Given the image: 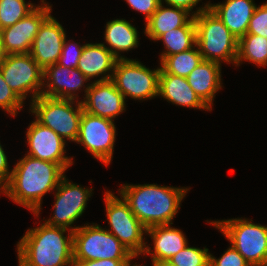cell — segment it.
Segmentation results:
<instances>
[{
  "label": "cell",
  "instance_id": "cell-1",
  "mask_svg": "<svg viewBox=\"0 0 267 266\" xmlns=\"http://www.w3.org/2000/svg\"><path fill=\"white\" fill-rule=\"evenodd\" d=\"M64 173L65 170L57 163L25 155L15 164L10 181L0 194L4 193L38 217L43 196L56 190Z\"/></svg>",
  "mask_w": 267,
  "mask_h": 266
},
{
  "label": "cell",
  "instance_id": "cell-2",
  "mask_svg": "<svg viewBox=\"0 0 267 266\" xmlns=\"http://www.w3.org/2000/svg\"><path fill=\"white\" fill-rule=\"evenodd\" d=\"M189 189L156 184H123L118 192L147 229L157 225H172Z\"/></svg>",
  "mask_w": 267,
  "mask_h": 266
},
{
  "label": "cell",
  "instance_id": "cell-3",
  "mask_svg": "<svg viewBox=\"0 0 267 266\" xmlns=\"http://www.w3.org/2000/svg\"><path fill=\"white\" fill-rule=\"evenodd\" d=\"M17 256L18 266H72L73 231L45 222L28 229L17 244Z\"/></svg>",
  "mask_w": 267,
  "mask_h": 266
},
{
  "label": "cell",
  "instance_id": "cell-4",
  "mask_svg": "<svg viewBox=\"0 0 267 266\" xmlns=\"http://www.w3.org/2000/svg\"><path fill=\"white\" fill-rule=\"evenodd\" d=\"M194 21L196 44L203 60L235 65L238 54V39L220 18L208 8L194 16Z\"/></svg>",
  "mask_w": 267,
  "mask_h": 266
},
{
  "label": "cell",
  "instance_id": "cell-5",
  "mask_svg": "<svg viewBox=\"0 0 267 266\" xmlns=\"http://www.w3.org/2000/svg\"><path fill=\"white\" fill-rule=\"evenodd\" d=\"M246 218L208 221L219 229L251 266H267V226Z\"/></svg>",
  "mask_w": 267,
  "mask_h": 266
},
{
  "label": "cell",
  "instance_id": "cell-6",
  "mask_svg": "<svg viewBox=\"0 0 267 266\" xmlns=\"http://www.w3.org/2000/svg\"><path fill=\"white\" fill-rule=\"evenodd\" d=\"M30 103V111L39 123L52 129L63 140L76 142L83 113L81 101L41 95Z\"/></svg>",
  "mask_w": 267,
  "mask_h": 266
},
{
  "label": "cell",
  "instance_id": "cell-7",
  "mask_svg": "<svg viewBox=\"0 0 267 266\" xmlns=\"http://www.w3.org/2000/svg\"><path fill=\"white\" fill-rule=\"evenodd\" d=\"M136 258L111 232L92 223L73 232V260Z\"/></svg>",
  "mask_w": 267,
  "mask_h": 266
},
{
  "label": "cell",
  "instance_id": "cell-8",
  "mask_svg": "<svg viewBox=\"0 0 267 266\" xmlns=\"http://www.w3.org/2000/svg\"><path fill=\"white\" fill-rule=\"evenodd\" d=\"M106 217L111 232L135 257L142 255L146 246V228L137 219L129 204L111 191L104 194Z\"/></svg>",
  "mask_w": 267,
  "mask_h": 266
},
{
  "label": "cell",
  "instance_id": "cell-9",
  "mask_svg": "<svg viewBox=\"0 0 267 266\" xmlns=\"http://www.w3.org/2000/svg\"><path fill=\"white\" fill-rule=\"evenodd\" d=\"M161 65L151 70L136 59L116 61L111 81L125 99H153L158 96L159 74Z\"/></svg>",
  "mask_w": 267,
  "mask_h": 266
},
{
  "label": "cell",
  "instance_id": "cell-10",
  "mask_svg": "<svg viewBox=\"0 0 267 266\" xmlns=\"http://www.w3.org/2000/svg\"><path fill=\"white\" fill-rule=\"evenodd\" d=\"M6 83L24 102L28 93L31 101L41 96L43 87V69L28 54H9L0 66Z\"/></svg>",
  "mask_w": 267,
  "mask_h": 266
},
{
  "label": "cell",
  "instance_id": "cell-11",
  "mask_svg": "<svg viewBox=\"0 0 267 266\" xmlns=\"http://www.w3.org/2000/svg\"><path fill=\"white\" fill-rule=\"evenodd\" d=\"M113 122L83 111L76 140V143L83 145L94 158L107 166L111 163L116 140V127Z\"/></svg>",
  "mask_w": 267,
  "mask_h": 266
},
{
  "label": "cell",
  "instance_id": "cell-12",
  "mask_svg": "<svg viewBox=\"0 0 267 266\" xmlns=\"http://www.w3.org/2000/svg\"><path fill=\"white\" fill-rule=\"evenodd\" d=\"M81 185L71 183L66 175L61 179L55 192V204L53 216L45 223L75 231L80 226L71 227L82 214L87 206L89 197L92 196V188L80 187ZM70 227V228H69Z\"/></svg>",
  "mask_w": 267,
  "mask_h": 266
},
{
  "label": "cell",
  "instance_id": "cell-13",
  "mask_svg": "<svg viewBox=\"0 0 267 266\" xmlns=\"http://www.w3.org/2000/svg\"><path fill=\"white\" fill-rule=\"evenodd\" d=\"M52 5L41 0L26 17L0 30L1 42L7 55L28 54L42 23L51 15Z\"/></svg>",
  "mask_w": 267,
  "mask_h": 266
},
{
  "label": "cell",
  "instance_id": "cell-14",
  "mask_svg": "<svg viewBox=\"0 0 267 266\" xmlns=\"http://www.w3.org/2000/svg\"><path fill=\"white\" fill-rule=\"evenodd\" d=\"M29 147L28 156L59 164L65 171L73 165V157L66 154V141L36 119L31 122L26 132Z\"/></svg>",
  "mask_w": 267,
  "mask_h": 266
},
{
  "label": "cell",
  "instance_id": "cell-15",
  "mask_svg": "<svg viewBox=\"0 0 267 266\" xmlns=\"http://www.w3.org/2000/svg\"><path fill=\"white\" fill-rule=\"evenodd\" d=\"M87 81L89 80L77 68H67L55 63L43 70V87L41 95L57 99H71L78 101L76 92L84 87L85 96L90 86V83L84 86V83H87Z\"/></svg>",
  "mask_w": 267,
  "mask_h": 266
},
{
  "label": "cell",
  "instance_id": "cell-16",
  "mask_svg": "<svg viewBox=\"0 0 267 266\" xmlns=\"http://www.w3.org/2000/svg\"><path fill=\"white\" fill-rule=\"evenodd\" d=\"M81 100L83 111L113 120L125 111V97L111 80L91 82L85 97Z\"/></svg>",
  "mask_w": 267,
  "mask_h": 266
},
{
  "label": "cell",
  "instance_id": "cell-17",
  "mask_svg": "<svg viewBox=\"0 0 267 266\" xmlns=\"http://www.w3.org/2000/svg\"><path fill=\"white\" fill-rule=\"evenodd\" d=\"M63 26L50 15L40 26L29 54L44 70L58 62L66 37Z\"/></svg>",
  "mask_w": 267,
  "mask_h": 266
},
{
  "label": "cell",
  "instance_id": "cell-18",
  "mask_svg": "<svg viewBox=\"0 0 267 266\" xmlns=\"http://www.w3.org/2000/svg\"><path fill=\"white\" fill-rule=\"evenodd\" d=\"M118 59L109 51L105 43H86L78 61L77 69L90 80L102 76L94 82L111 80ZM108 73V74H107Z\"/></svg>",
  "mask_w": 267,
  "mask_h": 266
},
{
  "label": "cell",
  "instance_id": "cell-19",
  "mask_svg": "<svg viewBox=\"0 0 267 266\" xmlns=\"http://www.w3.org/2000/svg\"><path fill=\"white\" fill-rule=\"evenodd\" d=\"M146 234L153 239V252L149 245L145 246L143 254L151 255L152 261H168L188 245L184 233L168 225H157L146 229Z\"/></svg>",
  "mask_w": 267,
  "mask_h": 266
},
{
  "label": "cell",
  "instance_id": "cell-20",
  "mask_svg": "<svg viewBox=\"0 0 267 266\" xmlns=\"http://www.w3.org/2000/svg\"><path fill=\"white\" fill-rule=\"evenodd\" d=\"M254 0H225L209 8L220 18L229 31L239 40L248 31L249 21L257 5Z\"/></svg>",
  "mask_w": 267,
  "mask_h": 266
},
{
  "label": "cell",
  "instance_id": "cell-21",
  "mask_svg": "<svg viewBox=\"0 0 267 266\" xmlns=\"http://www.w3.org/2000/svg\"><path fill=\"white\" fill-rule=\"evenodd\" d=\"M209 8V2L204 7H199L192 13L185 9L162 4L153 15L146 21L144 33L149 39L157 41L164 33L170 30L185 26L194 16Z\"/></svg>",
  "mask_w": 267,
  "mask_h": 266
},
{
  "label": "cell",
  "instance_id": "cell-22",
  "mask_svg": "<svg viewBox=\"0 0 267 266\" xmlns=\"http://www.w3.org/2000/svg\"><path fill=\"white\" fill-rule=\"evenodd\" d=\"M158 96L175 105L194 109H210L188 84L187 79L170 73L159 74Z\"/></svg>",
  "mask_w": 267,
  "mask_h": 266
},
{
  "label": "cell",
  "instance_id": "cell-23",
  "mask_svg": "<svg viewBox=\"0 0 267 266\" xmlns=\"http://www.w3.org/2000/svg\"><path fill=\"white\" fill-rule=\"evenodd\" d=\"M188 84L201 100L210 108L215 94L222 88L221 64L202 60L186 77Z\"/></svg>",
  "mask_w": 267,
  "mask_h": 266
},
{
  "label": "cell",
  "instance_id": "cell-24",
  "mask_svg": "<svg viewBox=\"0 0 267 266\" xmlns=\"http://www.w3.org/2000/svg\"><path fill=\"white\" fill-rule=\"evenodd\" d=\"M104 40L109 51L118 59H129L120 56V52L138 47V31L125 19H114L106 23Z\"/></svg>",
  "mask_w": 267,
  "mask_h": 266
},
{
  "label": "cell",
  "instance_id": "cell-25",
  "mask_svg": "<svg viewBox=\"0 0 267 266\" xmlns=\"http://www.w3.org/2000/svg\"><path fill=\"white\" fill-rule=\"evenodd\" d=\"M162 40L164 52L160 55V63L170 55L189 50L196 45V25L194 17L185 25L162 34L158 39Z\"/></svg>",
  "mask_w": 267,
  "mask_h": 266
},
{
  "label": "cell",
  "instance_id": "cell-26",
  "mask_svg": "<svg viewBox=\"0 0 267 266\" xmlns=\"http://www.w3.org/2000/svg\"><path fill=\"white\" fill-rule=\"evenodd\" d=\"M249 61L255 65L267 66V38L255 34H246L238 40V54L235 66L242 61Z\"/></svg>",
  "mask_w": 267,
  "mask_h": 266
},
{
  "label": "cell",
  "instance_id": "cell-27",
  "mask_svg": "<svg viewBox=\"0 0 267 266\" xmlns=\"http://www.w3.org/2000/svg\"><path fill=\"white\" fill-rule=\"evenodd\" d=\"M202 60V55L196 44L189 50L167 56L161 63H159L161 64L160 73H170L186 78Z\"/></svg>",
  "mask_w": 267,
  "mask_h": 266
},
{
  "label": "cell",
  "instance_id": "cell-28",
  "mask_svg": "<svg viewBox=\"0 0 267 266\" xmlns=\"http://www.w3.org/2000/svg\"><path fill=\"white\" fill-rule=\"evenodd\" d=\"M36 7L25 0H0V30L14 25Z\"/></svg>",
  "mask_w": 267,
  "mask_h": 266
},
{
  "label": "cell",
  "instance_id": "cell-29",
  "mask_svg": "<svg viewBox=\"0 0 267 266\" xmlns=\"http://www.w3.org/2000/svg\"><path fill=\"white\" fill-rule=\"evenodd\" d=\"M208 248L189 247L188 245L168 261L175 266H209Z\"/></svg>",
  "mask_w": 267,
  "mask_h": 266
},
{
  "label": "cell",
  "instance_id": "cell-30",
  "mask_svg": "<svg viewBox=\"0 0 267 266\" xmlns=\"http://www.w3.org/2000/svg\"><path fill=\"white\" fill-rule=\"evenodd\" d=\"M23 104L24 102L4 80L0 69V108L15 117V115L18 114V110L22 109Z\"/></svg>",
  "mask_w": 267,
  "mask_h": 266
},
{
  "label": "cell",
  "instance_id": "cell-31",
  "mask_svg": "<svg viewBox=\"0 0 267 266\" xmlns=\"http://www.w3.org/2000/svg\"><path fill=\"white\" fill-rule=\"evenodd\" d=\"M65 37L62 52L58 60V64L65 66L67 68H77L78 61L82 55L84 44L79 45L78 43H70V41Z\"/></svg>",
  "mask_w": 267,
  "mask_h": 266
},
{
  "label": "cell",
  "instance_id": "cell-32",
  "mask_svg": "<svg viewBox=\"0 0 267 266\" xmlns=\"http://www.w3.org/2000/svg\"><path fill=\"white\" fill-rule=\"evenodd\" d=\"M247 34H255L267 38V2L256 6L249 21Z\"/></svg>",
  "mask_w": 267,
  "mask_h": 266
},
{
  "label": "cell",
  "instance_id": "cell-33",
  "mask_svg": "<svg viewBox=\"0 0 267 266\" xmlns=\"http://www.w3.org/2000/svg\"><path fill=\"white\" fill-rule=\"evenodd\" d=\"M209 266H251L245 258L232 246L216 259L210 254Z\"/></svg>",
  "mask_w": 267,
  "mask_h": 266
},
{
  "label": "cell",
  "instance_id": "cell-34",
  "mask_svg": "<svg viewBox=\"0 0 267 266\" xmlns=\"http://www.w3.org/2000/svg\"><path fill=\"white\" fill-rule=\"evenodd\" d=\"M135 11L145 15L146 21L153 15L161 4L160 0H125Z\"/></svg>",
  "mask_w": 267,
  "mask_h": 266
},
{
  "label": "cell",
  "instance_id": "cell-35",
  "mask_svg": "<svg viewBox=\"0 0 267 266\" xmlns=\"http://www.w3.org/2000/svg\"><path fill=\"white\" fill-rule=\"evenodd\" d=\"M132 260H73L72 266H135L131 265Z\"/></svg>",
  "mask_w": 267,
  "mask_h": 266
},
{
  "label": "cell",
  "instance_id": "cell-36",
  "mask_svg": "<svg viewBox=\"0 0 267 266\" xmlns=\"http://www.w3.org/2000/svg\"><path fill=\"white\" fill-rule=\"evenodd\" d=\"M4 149L0 143V190L2 191L9 183L12 170H9V164Z\"/></svg>",
  "mask_w": 267,
  "mask_h": 266
},
{
  "label": "cell",
  "instance_id": "cell-37",
  "mask_svg": "<svg viewBox=\"0 0 267 266\" xmlns=\"http://www.w3.org/2000/svg\"><path fill=\"white\" fill-rule=\"evenodd\" d=\"M201 0H160L161 4L165 2L166 6H174L185 9L188 12H192L193 8L196 7L198 2Z\"/></svg>",
  "mask_w": 267,
  "mask_h": 266
},
{
  "label": "cell",
  "instance_id": "cell-38",
  "mask_svg": "<svg viewBox=\"0 0 267 266\" xmlns=\"http://www.w3.org/2000/svg\"><path fill=\"white\" fill-rule=\"evenodd\" d=\"M6 56H7V54L4 50V47H3L2 42H1V37H0V66L4 62Z\"/></svg>",
  "mask_w": 267,
  "mask_h": 266
},
{
  "label": "cell",
  "instance_id": "cell-39",
  "mask_svg": "<svg viewBox=\"0 0 267 266\" xmlns=\"http://www.w3.org/2000/svg\"><path fill=\"white\" fill-rule=\"evenodd\" d=\"M152 263L153 266H175L169 261H152Z\"/></svg>",
  "mask_w": 267,
  "mask_h": 266
}]
</instances>
